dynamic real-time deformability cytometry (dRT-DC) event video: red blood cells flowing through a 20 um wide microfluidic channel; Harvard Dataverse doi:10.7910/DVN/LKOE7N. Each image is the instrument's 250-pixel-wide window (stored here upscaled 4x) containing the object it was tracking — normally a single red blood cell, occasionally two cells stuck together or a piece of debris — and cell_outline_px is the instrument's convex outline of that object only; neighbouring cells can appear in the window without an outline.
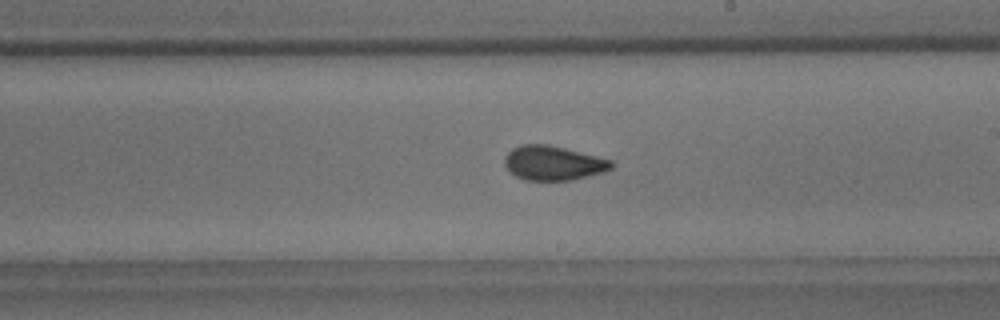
{"species": "common noctule bat (a hibernating species)", "species_latin": "Nyctalus noctula", "temperature_condition": "room temperature", "stored_images_in_passage": 44, "camera_frame_rate_fps": 3000, "um_per_image_px": 0.085, "animal": {"sex": "male", "body_mass_g": 18.8}, "frame": {"image": 1, "passage_image": 32, "time_ms": 10.333, "image_size_px": [1000, 320], "cell_outline_px": [[616, 164], [612, 168], [604, 172], [572, 180], [524, 180], [516, 176], [504, 164], [504, 156], [512, 148], [520, 144], [544, 144], [564, 148], [612, 160]], "centroid_in_image_um": [47.03, 13.86], "position_along_channel_um": 242.0, "area_um2": 21.39}}